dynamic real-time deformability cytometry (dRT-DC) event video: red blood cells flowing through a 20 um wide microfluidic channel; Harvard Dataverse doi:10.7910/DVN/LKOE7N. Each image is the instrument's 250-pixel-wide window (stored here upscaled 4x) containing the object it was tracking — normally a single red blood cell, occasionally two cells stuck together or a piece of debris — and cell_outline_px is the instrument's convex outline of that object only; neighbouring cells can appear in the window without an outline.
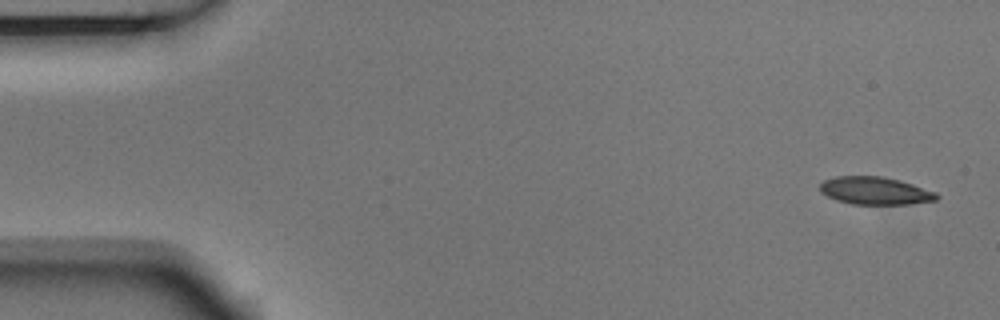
{"species": "Egyptian fruit bat (a non-hibernating species)", "species_latin": "Rousettus aegyptiacus", "temperature_condition": "room temperature", "stored_images_in_passage": 6, "camera_frame_rate_fps": 3000, "um_per_image_px": 0.085, "animal": {"sex": "male"}, "frame": {"image": 1, "passage_image": 1, "time_ms": 0.0, "image_size_px": [1000, 320], "cell_outline_px": [[940, 196], [936, 200], [912, 204], [852, 204], [836, 200], [820, 192], [820, 184], [824, 180], [836, 176], [880, 176], [900, 180], [936, 192]], "centroid_in_image_um": [74.39, 16.21], "position_along_channel_um": 10.6, "area_um2": 18.84}}
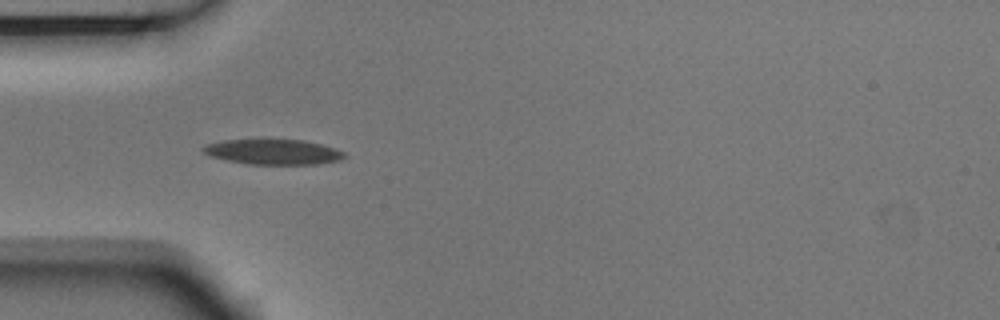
{"frame": {"image": 2, "passage_image": 5, "time_ms": 1.333, "image_size_px": [1000, 320], "cell_outline_px": [[344, 156], [340, 160], [316, 164], [248, 164], [228, 160], [212, 156], [204, 152], [200, 148], [208, 144], [224, 140], [304, 140], [336, 148], [344, 152]], "centroid_in_image_um": [23.24, 12.91], "position_along_channel_um": 61.8, "area_um2": 20.4}}
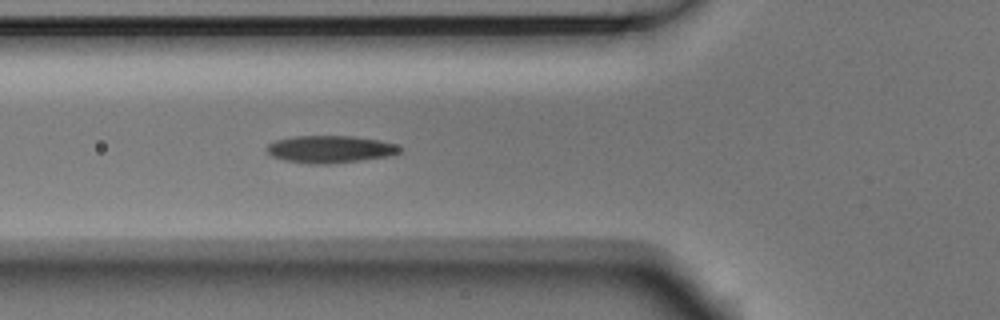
{"frame": {"image": 3, "passage_image": 6, "time_ms": 1.667, "image_size_px": [1000, 320], "cell_outline_px": [[400, 152], [388, 156], [360, 160], [328, 164], [312, 164], [284, 160], [272, 156], [268, 152], [268, 144], [276, 140], [296, 136], [352, 136], [380, 140], [396, 144], [400, 148]], "centroid_in_image_um": [28.06, 12.68], "position_along_channel_um": 97.7, "area_um2": 20.92}}